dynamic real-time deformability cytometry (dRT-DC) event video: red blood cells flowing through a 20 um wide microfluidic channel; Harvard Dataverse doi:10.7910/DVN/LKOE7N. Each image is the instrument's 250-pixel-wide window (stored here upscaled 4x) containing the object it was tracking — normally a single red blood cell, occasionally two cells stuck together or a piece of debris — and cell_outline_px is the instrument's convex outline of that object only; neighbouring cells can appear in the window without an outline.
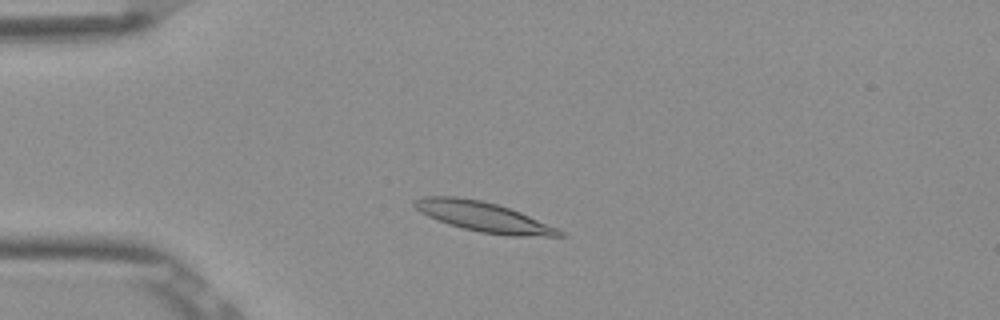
{"species": "Egyptian fruit bat (a non-hibernating species)", "species_latin": "Rousettus aegyptiacus", "temperature_condition": "room temperature", "stored_images_in_passage": 48, "camera_frame_rate_fps": 3000, "um_per_image_px": 0.085, "frame": {"image": 1, "passage_image": 8, "time_ms": 2.333, "image_size_px": [1000, 320], "cell_outline_px": [[568, 236], [512, 236], [480, 232], [448, 224], [428, 216], [420, 212], [412, 204], [412, 200], [424, 196], [456, 196], [480, 200], [496, 204], [520, 212], [556, 228], [564, 232]], "centroid_in_image_um": [41.06, 18.42], "position_along_channel_um": 43.9, "area_um2": 24.97}}
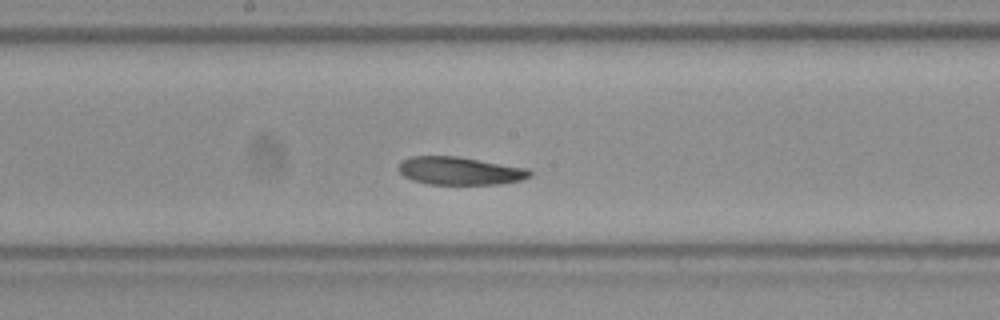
{"frame": {"image": 2, "passage_image": 23, "time_ms": 7.333, "image_size_px": [1000, 320], "cell_outline_px": [[532, 176], [520, 180], [500, 184], [428, 184], [412, 180], [404, 176], [396, 168], [400, 160], [412, 156], [456, 156], [528, 168], [532, 172]], "centroid_in_image_um": [39.05, 14.52], "position_along_channel_um": 209.1, "area_um2": 21.5}}
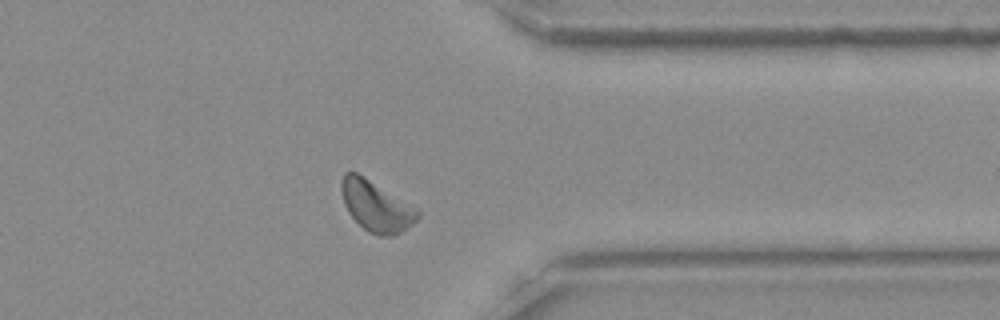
{"frame": {"image": 3, "passage_image": 37, "time_ms": 12.0, "image_size_px": [1000, 320], "cell_outline_px": [[420, 216], [412, 224], [400, 232], [392, 236], [380, 236], [368, 232], [348, 212], [344, 204], [340, 188], [340, 180], [344, 172], [356, 172], [420, 208]], "centroid_in_image_um": [31.99, 17.5], "position_along_channel_um": 379.4, "area_um2": 22.66}, "authors_computed_cell_mechanics": {"area_um2": 22.0507, "velocity_mm_per_s": 3.7956, "shape_relaxation_time_tau1_ms": 5.1274, "shape_relaxation_time_tau2_ms": 7.4327, "deformation_change_tau1": 0.1706, "deformation_change_tau2": 0.1635}}